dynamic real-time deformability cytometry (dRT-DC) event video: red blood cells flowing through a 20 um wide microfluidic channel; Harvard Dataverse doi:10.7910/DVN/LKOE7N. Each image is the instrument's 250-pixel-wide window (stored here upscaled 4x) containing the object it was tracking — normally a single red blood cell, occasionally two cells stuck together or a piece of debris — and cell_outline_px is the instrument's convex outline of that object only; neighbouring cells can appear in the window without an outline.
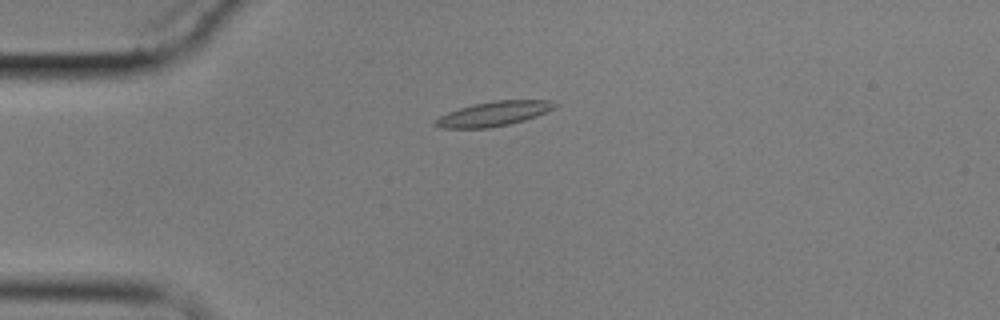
{"species": "common noctule bat (a hibernating species)", "species_latin": "Nyctalus noctula", "temperature_condition": "cold", "stored_images_in_passage": 3, "camera_frame_rate_fps": 3000, "um_per_image_px": 0.085, "animal": {"sex": "male", "body_mass_g": 17.9}, "frame": {"image": 1, "passage_image": 3, "time_ms": 2.333, "image_size_px": [1000, 320], "cell_outline_px": [[556, 108], [536, 116], [524, 120], [508, 124], [488, 128], [440, 128], [432, 124], [440, 116], [448, 112], [472, 104], [496, 100], [552, 100], [556, 104]], "centroid_in_image_um": [41.96, 9.66], "position_along_channel_um": 43.0, "area_um2": 17.05}}